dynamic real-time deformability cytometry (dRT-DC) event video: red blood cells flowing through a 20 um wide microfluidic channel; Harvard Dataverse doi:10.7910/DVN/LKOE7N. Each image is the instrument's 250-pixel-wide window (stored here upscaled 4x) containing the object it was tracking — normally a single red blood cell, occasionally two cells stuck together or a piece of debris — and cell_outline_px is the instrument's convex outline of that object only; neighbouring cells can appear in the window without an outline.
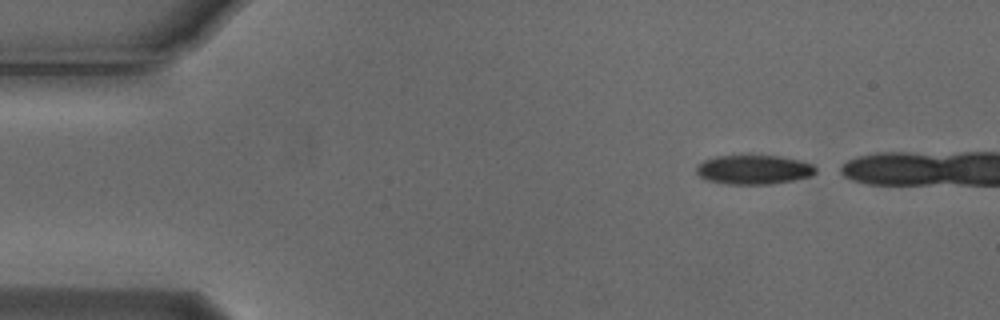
{"species": "Egyptian fruit bat (a non-hibernating species)", "species_latin": "Rousettus aegyptiacus", "temperature_condition": "cold", "stored_images_in_passage": 2, "camera_frame_rate_fps": 3000, "um_per_image_px": 0.085, "animal": {"sex": "male"}, "frame": {"image": 1, "passage_image": 1, "time_ms": 0.0, "image_size_px": [1000, 320], "cell_outline_px": [[816, 172], [808, 176], [792, 180], [772, 184], [728, 184], [708, 180], [700, 176], [696, 172], [696, 164], [704, 160], [716, 156], [780, 156], [800, 160], [812, 164], [816, 168]], "centroid_in_image_um": [64.04, 14.41], "position_along_channel_um": 21.0, "area_um2": 20.17}}